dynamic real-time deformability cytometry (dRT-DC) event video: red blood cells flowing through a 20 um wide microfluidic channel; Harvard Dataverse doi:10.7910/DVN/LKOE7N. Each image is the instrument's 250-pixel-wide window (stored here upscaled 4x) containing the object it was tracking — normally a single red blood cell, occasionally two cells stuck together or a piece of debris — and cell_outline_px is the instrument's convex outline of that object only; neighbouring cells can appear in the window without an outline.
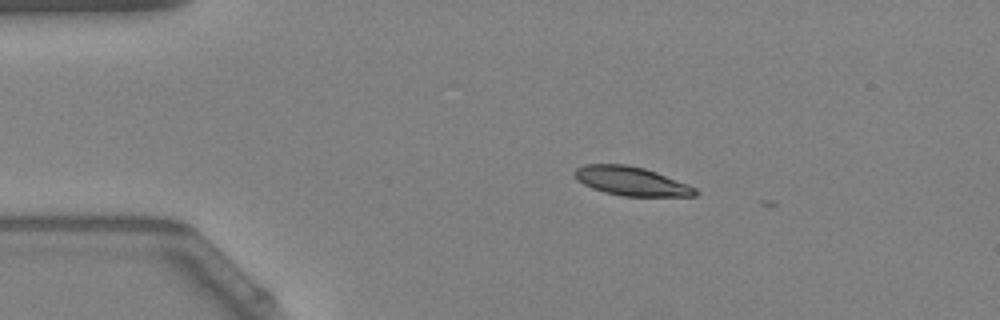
{"species": "Egyptian fruit bat (a non-hibernating species)", "species_latin": "Rousettus aegyptiacus", "temperature_condition": "warm", "stored_images_in_passage": 6, "camera_frame_rate_fps": 3000, "um_per_image_px": 0.085, "animal": {"sex": "female"}, "frame": {"image": 1, "passage_image": 2, "time_ms": 0.333, "image_size_px": [1000, 320], "cell_outline_px": [[700, 192], [696, 196], [624, 196], [604, 192], [592, 188], [584, 184], [572, 172], [576, 168], [584, 164], [624, 164], [644, 168], [656, 172], [688, 184], [696, 188]], "centroid_in_image_um": [53.69, 15.4], "position_along_channel_um": 31.3, "area_um2": 20.23}}